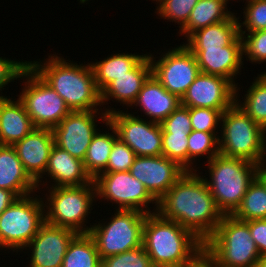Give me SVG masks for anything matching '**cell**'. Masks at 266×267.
<instances>
[{"mask_svg": "<svg viewBox=\"0 0 266 267\" xmlns=\"http://www.w3.org/2000/svg\"><path fill=\"white\" fill-rule=\"evenodd\" d=\"M108 121L114 126L118 138L128 145L136 156L162 155V127L160 123L124 113L115 108L104 110Z\"/></svg>", "mask_w": 266, "mask_h": 267, "instance_id": "7c38bea8", "label": "cell"}, {"mask_svg": "<svg viewBox=\"0 0 266 267\" xmlns=\"http://www.w3.org/2000/svg\"><path fill=\"white\" fill-rule=\"evenodd\" d=\"M244 8V21L241 23L238 17L239 34L266 30V0H247ZM242 27H245L243 31Z\"/></svg>", "mask_w": 266, "mask_h": 267, "instance_id": "e575fe53", "label": "cell"}, {"mask_svg": "<svg viewBox=\"0 0 266 267\" xmlns=\"http://www.w3.org/2000/svg\"><path fill=\"white\" fill-rule=\"evenodd\" d=\"M18 197L7 189L0 188V214H2Z\"/></svg>", "mask_w": 266, "mask_h": 267, "instance_id": "7bdbcfd3", "label": "cell"}, {"mask_svg": "<svg viewBox=\"0 0 266 267\" xmlns=\"http://www.w3.org/2000/svg\"><path fill=\"white\" fill-rule=\"evenodd\" d=\"M232 216L245 222L266 219V188L257 177L248 186L241 204Z\"/></svg>", "mask_w": 266, "mask_h": 267, "instance_id": "4dcf8cb0", "label": "cell"}, {"mask_svg": "<svg viewBox=\"0 0 266 267\" xmlns=\"http://www.w3.org/2000/svg\"><path fill=\"white\" fill-rule=\"evenodd\" d=\"M146 215L138 210L116 209L109 222L90 225L89 234L101 259L141 247Z\"/></svg>", "mask_w": 266, "mask_h": 267, "instance_id": "9c48e42d", "label": "cell"}, {"mask_svg": "<svg viewBox=\"0 0 266 267\" xmlns=\"http://www.w3.org/2000/svg\"><path fill=\"white\" fill-rule=\"evenodd\" d=\"M192 130L188 136V171H194L192 164L195 158L208 154L207 161L213 159L219 152V134ZM194 160V162H193Z\"/></svg>", "mask_w": 266, "mask_h": 267, "instance_id": "1f68e13d", "label": "cell"}, {"mask_svg": "<svg viewBox=\"0 0 266 267\" xmlns=\"http://www.w3.org/2000/svg\"><path fill=\"white\" fill-rule=\"evenodd\" d=\"M199 0H162L156 10L158 16L175 22L181 29L188 21L192 9Z\"/></svg>", "mask_w": 266, "mask_h": 267, "instance_id": "836d02e7", "label": "cell"}, {"mask_svg": "<svg viewBox=\"0 0 266 267\" xmlns=\"http://www.w3.org/2000/svg\"><path fill=\"white\" fill-rule=\"evenodd\" d=\"M35 129L22 102L0 97V145L13 146Z\"/></svg>", "mask_w": 266, "mask_h": 267, "instance_id": "cb8c5ba5", "label": "cell"}, {"mask_svg": "<svg viewBox=\"0 0 266 267\" xmlns=\"http://www.w3.org/2000/svg\"><path fill=\"white\" fill-rule=\"evenodd\" d=\"M103 123L106 124L107 128L109 126V130L112 133H101L98 130L89 145L85 158L83 160L84 167L86 172L90 175V177L94 180L100 173H102L107 166L109 156L114 145V142L118 139L117 132L114 126L108 121V115L105 112L100 113Z\"/></svg>", "mask_w": 266, "mask_h": 267, "instance_id": "d4e9b609", "label": "cell"}, {"mask_svg": "<svg viewBox=\"0 0 266 267\" xmlns=\"http://www.w3.org/2000/svg\"><path fill=\"white\" fill-rule=\"evenodd\" d=\"M62 267H102L96 243L89 233H77L69 243Z\"/></svg>", "mask_w": 266, "mask_h": 267, "instance_id": "f1b7e54d", "label": "cell"}, {"mask_svg": "<svg viewBox=\"0 0 266 267\" xmlns=\"http://www.w3.org/2000/svg\"><path fill=\"white\" fill-rule=\"evenodd\" d=\"M102 267H155L143 245L102 259Z\"/></svg>", "mask_w": 266, "mask_h": 267, "instance_id": "d590c367", "label": "cell"}, {"mask_svg": "<svg viewBox=\"0 0 266 267\" xmlns=\"http://www.w3.org/2000/svg\"><path fill=\"white\" fill-rule=\"evenodd\" d=\"M20 197L0 214V248L24 250L45 223L42 198Z\"/></svg>", "mask_w": 266, "mask_h": 267, "instance_id": "ba28073f", "label": "cell"}, {"mask_svg": "<svg viewBox=\"0 0 266 267\" xmlns=\"http://www.w3.org/2000/svg\"><path fill=\"white\" fill-rule=\"evenodd\" d=\"M242 39L243 55L251 62H266V30L239 34ZM247 35V37H246Z\"/></svg>", "mask_w": 266, "mask_h": 267, "instance_id": "8d00e7d4", "label": "cell"}, {"mask_svg": "<svg viewBox=\"0 0 266 267\" xmlns=\"http://www.w3.org/2000/svg\"><path fill=\"white\" fill-rule=\"evenodd\" d=\"M142 245L155 267H191L204 251L192 231L154 211L146 215Z\"/></svg>", "mask_w": 266, "mask_h": 267, "instance_id": "7a4b0ae2", "label": "cell"}, {"mask_svg": "<svg viewBox=\"0 0 266 267\" xmlns=\"http://www.w3.org/2000/svg\"><path fill=\"white\" fill-rule=\"evenodd\" d=\"M146 55L116 53L102 61L90 63L98 90L101 92L111 81L131 71Z\"/></svg>", "mask_w": 266, "mask_h": 267, "instance_id": "83f0119b", "label": "cell"}, {"mask_svg": "<svg viewBox=\"0 0 266 267\" xmlns=\"http://www.w3.org/2000/svg\"><path fill=\"white\" fill-rule=\"evenodd\" d=\"M93 181L96 197L118 204V210H138L150 214L152 211L147 205L152 203L156 207L154 212H157L158 202L129 171L100 173Z\"/></svg>", "mask_w": 266, "mask_h": 267, "instance_id": "8fae6325", "label": "cell"}, {"mask_svg": "<svg viewBox=\"0 0 266 267\" xmlns=\"http://www.w3.org/2000/svg\"><path fill=\"white\" fill-rule=\"evenodd\" d=\"M204 251L223 267H256L261 257L249 225L232 215H224L214 234L204 243Z\"/></svg>", "mask_w": 266, "mask_h": 267, "instance_id": "8992f818", "label": "cell"}, {"mask_svg": "<svg viewBox=\"0 0 266 267\" xmlns=\"http://www.w3.org/2000/svg\"><path fill=\"white\" fill-rule=\"evenodd\" d=\"M48 192L47 203H44L47 209H45L46 223L68 228L76 233L90 232L91 227L86 226L84 222L93 210L91 207L97 198L94 181L81 186L50 187Z\"/></svg>", "mask_w": 266, "mask_h": 267, "instance_id": "52a82bcc", "label": "cell"}, {"mask_svg": "<svg viewBox=\"0 0 266 267\" xmlns=\"http://www.w3.org/2000/svg\"><path fill=\"white\" fill-rule=\"evenodd\" d=\"M256 267H266V255L259 258Z\"/></svg>", "mask_w": 266, "mask_h": 267, "instance_id": "bcb514c9", "label": "cell"}, {"mask_svg": "<svg viewBox=\"0 0 266 267\" xmlns=\"http://www.w3.org/2000/svg\"><path fill=\"white\" fill-rule=\"evenodd\" d=\"M207 163L210 180L203 179L222 214L232 215L256 178L259 165L220 153Z\"/></svg>", "mask_w": 266, "mask_h": 267, "instance_id": "277c9868", "label": "cell"}, {"mask_svg": "<svg viewBox=\"0 0 266 267\" xmlns=\"http://www.w3.org/2000/svg\"><path fill=\"white\" fill-rule=\"evenodd\" d=\"M151 75L152 65L149 55H146L131 71L117 77L101 91L102 105L113 98L120 102V105L132 106L144 83Z\"/></svg>", "mask_w": 266, "mask_h": 267, "instance_id": "ffe728a7", "label": "cell"}, {"mask_svg": "<svg viewBox=\"0 0 266 267\" xmlns=\"http://www.w3.org/2000/svg\"><path fill=\"white\" fill-rule=\"evenodd\" d=\"M129 172L158 202L186 172L176 161L161 156H136Z\"/></svg>", "mask_w": 266, "mask_h": 267, "instance_id": "2e32d148", "label": "cell"}, {"mask_svg": "<svg viewBox=\"0 0 266 267\" xmlns=\"http://www.w3.org/2000/svg\"><path fill=\"white\" fill-rule=\"evenodd\" d=\"M238 35V18L233 14L228 20L197 30L184 45L186 47H224L229 45Z\"/></svg>", "mask_w": 266, "mask_h": 267, "instance_id": "4316f807", "label": "cell"}, {"mask_svg": "<svg viewBox=\"0 0 266 267\" xmlns=\"http://www.w3.org/2000/svg\"><path fill=\"white\" fill-rule=\"evenodd\" d=\"M255 79L244 96V102L237 99L239 88H236L235 103L266 131V74L261 73Z\"/></svg>", "mask_w": 266, "mask_h": 267, "instance_id": "f546056e", "label": "cell"}, {"mask_svg": "<svg viewBox=\"0 0 266 267\" xmlns=\"http://www.w3.org/2000/svg\"><path fill=\"white\" fill-rule=\"evenodd\" d=\"M191 267H206L200 260Z\"/></svg>", "mask_w": 266, "mask_h": 267, "instance_id": "7dc6e473", "label": "cell"}, {"mask_svg": "<svg viewBox=\"0 0 266 267\" xmlns=\"http://www.w3.org/2000/svg\"><path fill=\"white\" fill-rule=\"evenodd\" d=\"M219 152L261 165L266 162V131L234 103L222 113Z\"/></svg>", "mask_w": 266, "mask_h": 267, "instance_id": "5b68a950", "label": "cell"}, {"mask_svg": "<svg viewBox=\"0 0 266 267\" xmlns=\"http://www.w3.org/2000/svg\"><path fill=\"white\" fill-rule=\"evenodd\" d=\"M186 171L158 201L157 212L192 231L204 243L223 218L203 176ZM194 172V173H193Z\"/></svg>", "mask_w": 266, "mask_h": 267, "instance_id": "6da1fadb", "label": "cell"}, {"mask_svg": "<svg viewBox=\"0 0 266 267\" xmlns=\"http://www.w3.org/2000/svg\"><path fill=\"white\" fill-rule=\"evenodd\" d=\"M194 55L200 72L230 80L237 88L236 77L243 65L242 39L238 35L227 46L187 47Z\"/></svg>", "mask_w": 266, "mask_h": 267, "instance_id": "ac0fdd59", "label": "cell"}, {"mask_svg": "<svg viewBox=\"0 0 266 267\" xmlns=\"http://www.w3.org/2000/svg\"><path fill=\"white\" fill-rule=\"evenodd\" d=\"M45 174L54 182L51 187L81 186L93 182L85 170L83 161L55 144L51 149Z\"/></svg>", "mask_w": 266, "mask_h": 267, "instance_id": "7402d4cb", "label": "cell"}, {"mask_svg": "<svg viewBox=\"0 0 266 267\" xmlns=\"http://www.w3.org/2000/svg\"><path fill=\"white\" fill-rule=\"evenodd\" d=\"M66 61L62 56L50 55L44 63L30 61L29 66L64 99L70 111L99 110L101 92L90 63Z\"/></svg>", "mask_w": 266, "mask_h": 267, "instance_id": "3957f363", "label": "cell"}, {"mask_svg": "<svg viewBox=\"0 0 266 267\" xmlns=\"http://www.w3.org/2000/svg\"><path fill=\"white\" fill-rule=\"evenodd\" d=\"M26 79L18 95L35 128L53 129L71 111L64 99L29 65L20 77Z\"/></svg>", "mask_w": 266, "mask_h": 267, "instance_id": "30bf717a", "label": "cell"}, {"mask_svg": "<svg viewBox=\"0 0 266 267\" xmlns=\"http://www.w3.org/2000/svg\"><path fill=\"white\" fill-rule=\"evenodd\" d=\"M227 3V0H199L192 9L187 23L178 33L185 34L188 39L197 30L228 20L234 13L228 11Z\"/></svg>", "mask_w": 266, "mask_h": 267, "instance_id": "484cf974", "label": "cell"}, {"mask_svg": "<svg viewBox=\"0 0 266 267\" xmlns=\"http://www.w3.org/2000/svg\"><path fill=\"white\" fill-rule=\"evenodd\" d=\"M97 112L98 110L71 111L52 129L54 144L83 161L91 140L98 130L95 120L100 111Z\"/></svg>", "mask_w": 266, "mask_h": 267, "instance_id": "5bb4252c", "label": "cell"}, {"mask_svg": "<svg viewBox=\"0 0 266 267\" xmlns=\"http://www.w3.org/2000/svg\"><path fill=\"white\" fill-rule=\"evenodd\" d=\"M148 55L152 74L170 93L182 99L200 73L195 55L184 44L169 49L157 61L152 54Z\"/></svg>", "mask_w": 266, "mask_h": 267, "instance_id": "4fadbf2b", "label": "cell"}, {"mask_svg": "<svg viewBox=\"0 0 266 267\" xmlns=\"http://www.w3.org/2000/svg\"><path fill=\"white\" fill-rule=\"evenodd\" d=\"M236 102V86L228 79L200 72L181 99L188 108H210L222 113Z\"/></svg>", "mask_w": 266, "mask_h": 267, "instance_id": "9a60e30c", "label": "cell"}, {"mask_svg": "<svg viewBox=\"0 0 266 267\" xmlns=\"http://www.w3.org/2000/svg\"><path fill=\"white\" fill-rule=\"evenodd\" d=\"M0 188L13 192L18 198L31 195L38 189L13 146L0 145Z\"/></svg>", "mask_w": 266, "mask_h": 267, "instance_id": "603a6c76", "label": "cell"}, {"mask_svg": "<svg viewBox=\"0 0 266 267\" xmlns=\"http://www.w3.org/2000/svg\"><path fill=\"white\" fill-rule=\"evenodd\" d=\"M189 133H162V155L188 171Z\"/></svg>", "mask_w": 266, "mask_h": 267, "instance_id": "d6a6232c", "label": "cell"}, {"mask_svg": "<svg viewBox=\"0 0 266 267\" xmlns=\"http://www.w3.org/2000/svg\"><path fill=\"white\" fill-rule=\"evenodd\" d=\"M28 65L29 61L21 62L0 57V91L8 83L17 80ZM0 95L3 97L2 94Z\"/></svg>", "mask_w": 266, "mask_h": 267, "instance_id": "60d3db41", "label": "cell"}, {"mask_svg": "<svg viewBox=\"0 0 266 267\" xmlns=\"http://www.w3.org/2000/svg\"><path fill=\"white\" fill-rule=\"evenodd\" d=\"M192 130L218 133L216 127L221 124L222 112L210 108H189ZM216 131V132H215Z\"/></svg>", "mask_w": 266, "mask_h": 267, "instance_id": "f35d334b", "label": "cell"}, {"mask_svg": "<svg viewBox=\"0 0 266 267\" xmlns=\"http://www.w3.org/2000/svg\"><path fill=\"white\" fill-rule=\"evenodd\" d=\"M160 125L162 133H190L192 126L189 108L180 104Z\"/></svg>", "mask_w": 266, "mask_h": 267, "instance_id": "ab89813d", "label": "cell"}, {"mask_svg": "<svg viewBox=\"0 0 266 267\" xmlns=\"http://www.w3.org/2000/svg\"><path fill=\"white\" fill-rule=\"evenodd\" d=\"M253 241L261 256L266 255V219H255L246 222Z\"/></svg>", "mask_w": 266, "mask_h": 267, "instance_id": "b9f144b4", "label": "cell"}, {"mask_svg": "<svg viewBox=\"0 0 266 267\" xmlns=\"http://www.w3.org/2000/svg\"><path fill=\"white\" fill-rule=\"evenodd\" d=\"M76 234L45 222L25 248L32 251L30 267H62L67 247Z\"/></svg>", "mask_w": 266, "mask_h": 267, "instance_id": "e0dca14e", "label": "cell"}, {"mask_svg": "<svg viewBox=\"0 0 266 267\" xmlns=\"http://www.w3.org/2000/svg\"><path fill=\"white\" fill-rule=\"evenodd\" d=\"M53 146L52 129L46 128H35L13 145L25 171L36 182L38 190Z\"/></svg>", "mask_w": 266, "mask_h": 267, "instance_id": "d6986e66", "label": "cell"}, {"mask_svg": "<svg viewBox=\"0 0 266 267\" xmlns=\"http://www.w3.org/2000/svg\"><path fill=\"white\" fill-rule=\"evenodd\" d=\"M135 158L134 151L118 138L114 142L106 169L102 173L129 171Z\"/></svg>", "mask_w": 266, "mask_h": 267, "instance_id": "74e56055", "label": "cell"}, {"mask_svg": "<svg viewBox=\"0 0 266 267\" xmlns=\"http://www.w3.org/2000/svg\"><path fill=\"white\" fill-rule=\"evenodd\" d=\"M181 99L170 93L152 74L144 83L132 106H139L151 121L161 123L179 105Z\"/></svg>", "mask_w": 266, "mask_h": 267, "instance_id": "44dd1931", "label": "cell"}, {"mask_svg": "<svg viewBox=\"0 0 266 267\" xmlns=\"http://www.w3.org/2000/svg\"><path fill=\"white\" fill-rule=\"evenodd\" d=\"M153 1H155V0H153ZM161 1H162V0H156L157 3H160Z\"/></svg>", "mask_w": 266, "mask_h": 267, "instance_id": "c3c4849f", "label": "cell"}, {"mask_svg": "<svg viewBox=\"0 0 266 267\" xmlns=\"http://www.w3.org/2000/svg\"><path fill=\"white\" fill-rule=\"evenodd\" d=\"M200 261L206 266V267H223L219 264H217L205 251L202 252Z\"/></svg>", "mask_w": 266, "mask_h": 267, "instance_id": "ee69618b", "label": "cell"}, {"mask_svg": "<svg viewBox=\"0 0 266 267\" xmlns=\"http://www.w3.org/2000/svg\"><path fill=\"white\" fill-rule=\"evenodd\" d=\"M256 177L264 184L266 188V162L258 166Z\"/></svg>", "mask_w": 266, "mask_h": 267, "instance_id": "f6af8a7d", "label": "cell"}]
</instances>
